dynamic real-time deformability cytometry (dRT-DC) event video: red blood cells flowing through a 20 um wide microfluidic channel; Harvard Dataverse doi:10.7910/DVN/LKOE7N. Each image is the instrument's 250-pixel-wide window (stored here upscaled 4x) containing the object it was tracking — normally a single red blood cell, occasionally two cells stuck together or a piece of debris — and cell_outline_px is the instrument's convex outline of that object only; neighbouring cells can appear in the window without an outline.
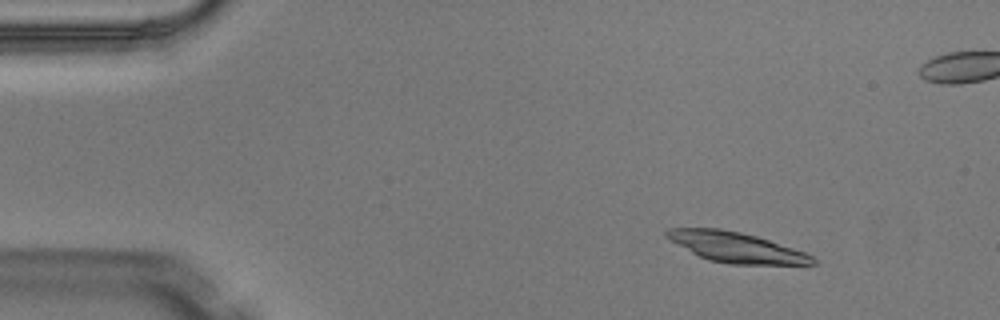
{"species": "Egyptian fruit bat (a non-hibernating species)", "species_latin": "Rousettus aegyptiacus", "temperature_condition": "warm", "stored_images_in_passage": 4, "camera_frame_rate_fps": 3000, "um_per_image_px": 0.085, "animal": {"sex": "male"}, "frame": {"image": 1, "passage_image": 2, "time_ms": 0.333, "image_size_px": [1000, 320], "cell_outline_px": [[816, 264], [732, 264], [708, 260], [692, 252], [664, 236], [664, 232], [668, 228], [720, 228], [740, 232], [756, 236], [804, 252], [812, 256], [816, 260]], "centroid_in_image_um": [62.54, 21.01], "position_along_channel_um": 22.5, "area_um2": 25.26}}